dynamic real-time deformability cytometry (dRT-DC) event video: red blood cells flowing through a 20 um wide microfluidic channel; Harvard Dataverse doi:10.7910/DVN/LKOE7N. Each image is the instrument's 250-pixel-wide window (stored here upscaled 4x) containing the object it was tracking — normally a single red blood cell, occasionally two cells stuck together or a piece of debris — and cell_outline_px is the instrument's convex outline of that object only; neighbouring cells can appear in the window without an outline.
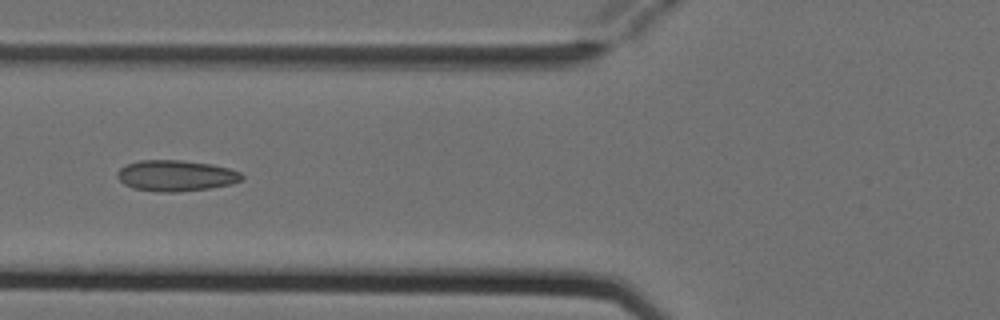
{"species": "Egyptian fruit bat (a non-hibernating species)", "species_latin": "Rousettus aegyptiacus", "temperature_condition": "cold", "stored_images_in_passage": 5, "camera_frame_rate_fps": 3000, "um_per_image_px": 0.085, "animal": {"sex": "female"}, "frame": {"image": 1, "passage_image": 5, "time_ms": 1.333, "image_size_px": [1000, 320], "cell_outline_px": [[244, 180], [232, 184], [212, 188], [176, 192], [160, 192], [132, 188], [124, 184], [116, 176], [116, 172], [120, 168], [128, 164], [140, 160], [180, 160], [212, 164], [228, 168], [240, 172], [244, 176]], "centroid_in_image_um": [14.97, 14.94], "position_along_channel_um": 110.8, "area_um2": 22.66}}